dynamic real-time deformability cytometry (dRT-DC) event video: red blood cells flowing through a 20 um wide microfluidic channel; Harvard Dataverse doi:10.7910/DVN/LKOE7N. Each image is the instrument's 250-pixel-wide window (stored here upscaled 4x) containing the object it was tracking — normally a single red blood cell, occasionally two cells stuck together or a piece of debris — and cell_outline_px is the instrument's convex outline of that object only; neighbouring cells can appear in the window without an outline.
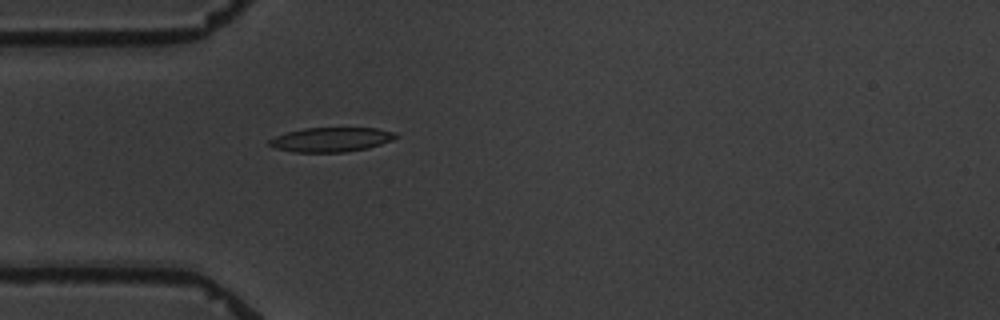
{"species": "common noctule bat (a hibernating species)", "species_latin": "Nyctalus noctula", "temperature_condition": "warm", "stored_images_in_passage": 5, "camera_frame_rate_fps": 3000, "um_per_image_px": 0.085, "animal": {"sex": "male", "body_mass_g": 19.5, "forearm_length_mm": 54.6}, "frame": {"image": 1, "passage_image": 5, "time_ms": 4.333, "image_size_px": [1000, 320], "cell_outline_px": [[400, 136], [392, 140], [368, 148], [344, 152], [296, 152], [276, 148], [268, 144], [268, 140], [276, 136], [288, 132], [304, 128], [376, 128], [396, 132]], "centroid_in_image_um": [28.18, 11.86], "position_along_channel_um": 56.8, "area_um2": 17.92}}